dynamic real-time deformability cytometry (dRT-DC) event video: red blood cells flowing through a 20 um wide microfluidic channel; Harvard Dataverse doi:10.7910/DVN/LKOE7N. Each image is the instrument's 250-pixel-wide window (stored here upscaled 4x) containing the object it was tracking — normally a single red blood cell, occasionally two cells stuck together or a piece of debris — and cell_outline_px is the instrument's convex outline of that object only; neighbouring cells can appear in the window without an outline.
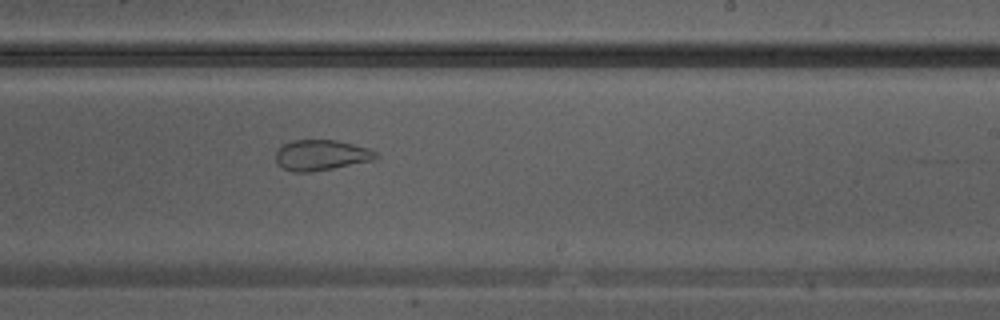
{"species": "Egyptian fruit bat (a non-hibernating species)", "species_latin": "Rousettus aegyptiacus", "temperature_condition": "warm", "stored_images_in_passage": 10, "camera_frame_rate_fps": 3000, "um_per_image_px": 0.085, "animal": {"sex": "male"}, "frame": {"image": 1, "passage_image": 10, "time_ms": 3.0, "image_size_px": [1000, 320], "cell_outline_px": [[380, 156], [376, 160], [312, 172], [292, 172], [276, 164], [276, 152], [284, 144], [292, 140], [336, 140], [368, 148], [376, 152]], "centroid_in_image_um": [27.32, 13.19], "position_along_channel_um": 261.7, "area_um2": 17.92}}